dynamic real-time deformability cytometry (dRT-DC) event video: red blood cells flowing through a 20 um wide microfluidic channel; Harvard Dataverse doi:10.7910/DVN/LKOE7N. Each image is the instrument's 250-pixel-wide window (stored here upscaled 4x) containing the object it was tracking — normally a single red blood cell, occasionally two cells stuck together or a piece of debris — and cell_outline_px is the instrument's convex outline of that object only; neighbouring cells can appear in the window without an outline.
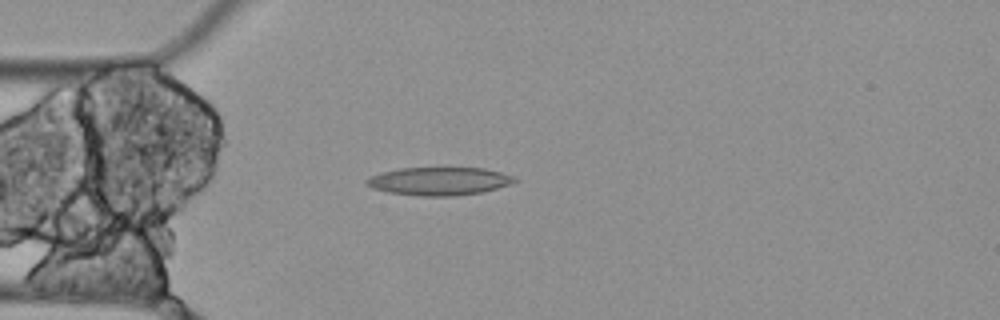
{"species": "Egyptian fruit bat (a non-hibernating species)", "species_latin": "Rousettus aegyptiacus", "temperature_condition": "cold", "stored_images_in_passage": 5, "camera_frame_rate_fps": 3000, "um_per_image_px": 0.085, "animal": {"sex": "female"}, "frame": {"image": 1, "passage_image": 4, "time_ms": 1.0, "image_size_px": [1000, 320], "cell_outline_px": [[520, 180], [512, 184], [484, 192], [456, 196], [420, 196], [388, 192], [372, 188], [364, 184], [364, 180], [368, 176], [380, 172], [400, 168], [484, 168], [500, 172], [512, 176]], "centroid_in_image_um": [37.31, 15.4], "position_along_channel_um": 47.7, "area_um2": 24.57}}